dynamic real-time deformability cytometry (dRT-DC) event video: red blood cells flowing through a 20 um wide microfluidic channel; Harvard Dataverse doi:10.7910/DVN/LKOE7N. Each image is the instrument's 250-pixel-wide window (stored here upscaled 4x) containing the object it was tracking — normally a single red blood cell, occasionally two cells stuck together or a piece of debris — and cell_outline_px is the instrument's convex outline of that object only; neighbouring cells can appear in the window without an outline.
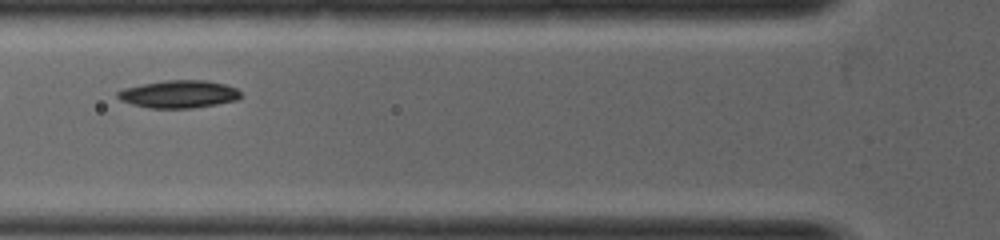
{"species": "common noctule bat (a hibernating species)", "species_latin": "Nyctalus noctula", "temperature_condition": "warm", "stored_images_in_passage": 15, "camera_frame_rate_fps": 5000, "um_per_image_px": 0.085, "animal": {"sex": "female", "body_mass_g": 19.0, "forearm_length_mm": 53.3}, "frame": {"image": 1, "passage_image": 4, "time_ms": 0.6, "image_size_px": [1000, 240], "cell_outline_px": [[240, 96], [236, 100], [216, 104], [192, 108], [148, 108], [132, 104], [120, 100], [116, 96], [116, 92], [124, 88], [140, 84], [164, 80], [204, 80], [224, 84], [236, 88], [240, 92]], "centroid_in_image_um": [15.15, 8.0], "position_along_channel_um": 110.7, "area_um2": 19.83}}
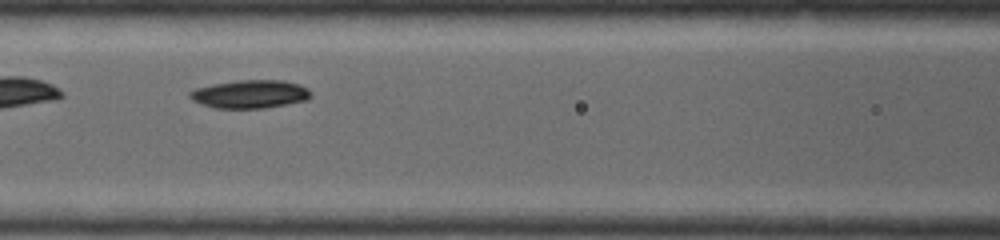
{"frame": {"image": 2, "passage_image": 6, "time_ms": 1.0, "image_size_px": [1000, 240], "cell_outline_px": [[312, 96], [308, 100], [264, 108], [216, 108], [200, 104], [192, 100], [188, 96], [188, 92], [196, 88], [212, 84], [236, 80], [284, 80], [300, 84], [308, 88], [312, 92]], "centroid_in_image_um": [21.27, 7.99], "position_along_channel_um": 145.3, "area_um2": 20.17}}
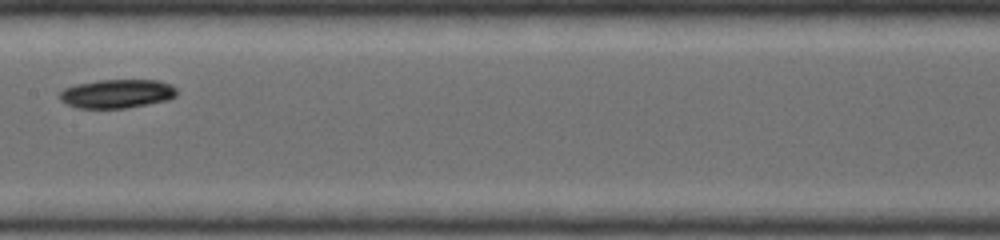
{"frame": {"image": 3, "passage_image": 9, "time_ms": 1.6, "image_size_px": [1000, 240], "cell_outline_px": [[176, 96], [168, 100], [128, 108], [76, 108], [60, 100], [60, 92], [64, 88], [76, 84], [96, 80], [156, 80], [168, 84], [176, 88]], "centroid_in_image_um": [9.92, 7.97], "position_along_channel_um": 197.5, "area_um2": 19.65}}